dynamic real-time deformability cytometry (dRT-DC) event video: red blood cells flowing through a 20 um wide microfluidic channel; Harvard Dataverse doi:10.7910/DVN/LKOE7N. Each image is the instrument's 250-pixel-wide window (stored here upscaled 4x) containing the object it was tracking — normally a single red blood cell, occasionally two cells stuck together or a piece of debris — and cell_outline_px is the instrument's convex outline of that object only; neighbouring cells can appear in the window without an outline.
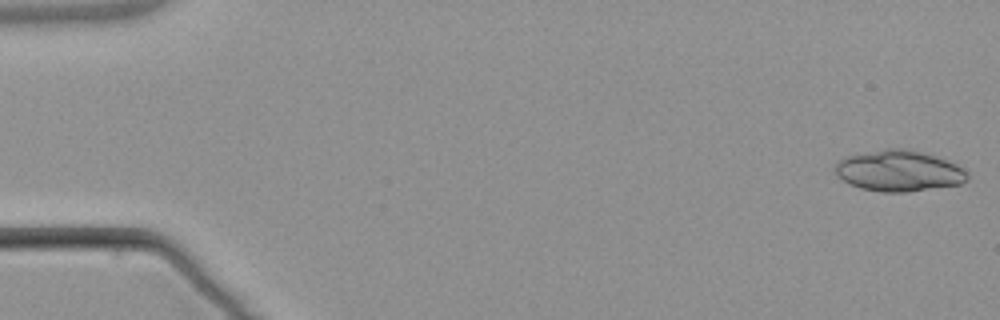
{"species": "common noctule bat (a hibernating species)", "species_latin": "Nyctalus noctula", "temperature_condition": "warm", "stored_images_in_passage": 5, "camera_frame_rate_fps": 3000, "um_per_image_px": 0.085, "animal": {"sex": "male", "body_mass_g": 21.5, "forearm_length_mm": 52.0}, "frame": {"image": 1, "passage_image": 1, "time_ms": 0.0, "image_size_px": [1000, 320], "cell_outline_px": [[968, 180], [960, 184], [908, 192], [880, 192], [860, 188], [848, 184], [836, 176], [836, 160], [844, 156], [888, 148], [900, 148], [920, 152], [936, 156], [956, 164], [964, 168], [968, 172]], "centroid_in_image_um": [76.38, 14.53], "position_along_channel_um": 8.6, "area_um2": 31.79}}